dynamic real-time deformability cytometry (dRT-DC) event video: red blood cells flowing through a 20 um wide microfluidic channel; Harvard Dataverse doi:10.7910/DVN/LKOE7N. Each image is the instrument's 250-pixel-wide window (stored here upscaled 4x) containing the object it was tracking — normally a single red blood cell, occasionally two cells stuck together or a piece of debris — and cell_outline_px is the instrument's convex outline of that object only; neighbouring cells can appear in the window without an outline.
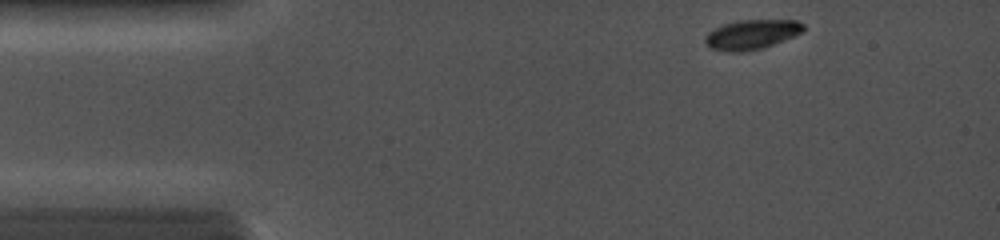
{"species": "common noctule bat (a hibernating species)", "species_latin": "Nyctalus noctula", "temperature_condition": "cold", "stored_images_in_passage": 33, "camera_frame_rate_fps": 5000, "um_per_image_px": 0.085, "animal": {"sex": "female", "body_mass_g": 19.0, "forearm_length_mm": 56.7}, "frame": {"image": 1, "passage_image": 1, "time_ms": 0.0, "image_size_px": [1000, 240], "cell_outline_px": [[804, 28], [800, 32], [792, 36], [764, 48], [744, 52], [728, 52], [708, 48], [704, 40], [704, 36], [708, 32], [724, 24], [740, 20], [796, 20], [804, 24]], "centroid_in_image_um": [63.83, 2.94], "position_along_channel_um": 21.2, "area_um2": 16.94}}
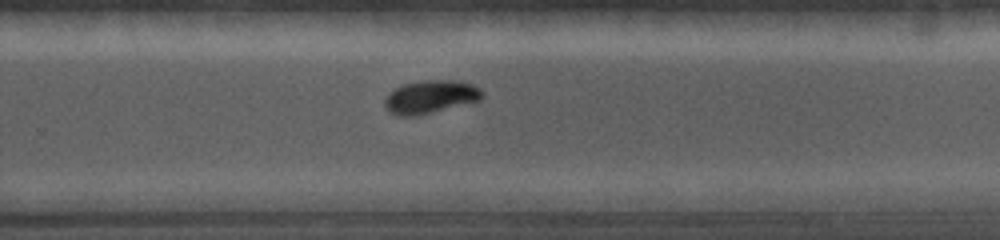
{"frame": {"image": 2, "passage_image": 18, "time_ms": 7.8, "image_size_px": [1000, 240], "cell_outline_px": [[484, 96], [480, 100], [412, 116], [400, 116], [388, 112], [384, 108], [384, 100], [388, 92], [404, 84], [424, 80], [456, 80], [472, 84], [480, 88], [484, 92]], "centroid_in_image_um": [36.56, 8.22], "position_along_channel_um": 293.2, "area_um2": 18.67}}
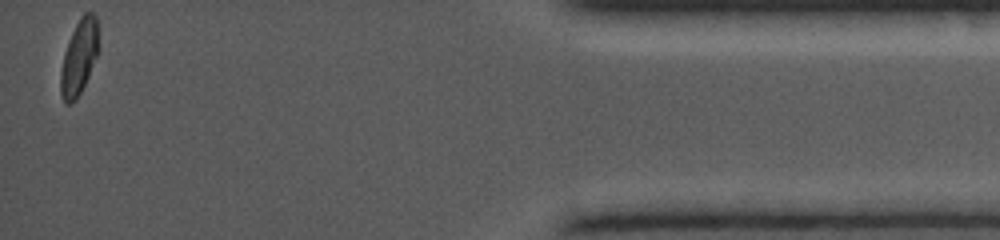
{"frame": {"image": 3, "passage_image": 33, "time_ms": 12.2, "image_size_px": [1000, 240], "cell_outline_px": [[100, 48], [88, 76], [76, 100], [68, 104], [64, 104], [60, 92], [60, 72], [64, 52], [72, 32], [80, 16], [84, 12], [92, 12], [96, 16]], "centroid_in_image_um": [6.73, 4.84], "position_along_channel_um": 428.5, "area_um2": 16.7}}